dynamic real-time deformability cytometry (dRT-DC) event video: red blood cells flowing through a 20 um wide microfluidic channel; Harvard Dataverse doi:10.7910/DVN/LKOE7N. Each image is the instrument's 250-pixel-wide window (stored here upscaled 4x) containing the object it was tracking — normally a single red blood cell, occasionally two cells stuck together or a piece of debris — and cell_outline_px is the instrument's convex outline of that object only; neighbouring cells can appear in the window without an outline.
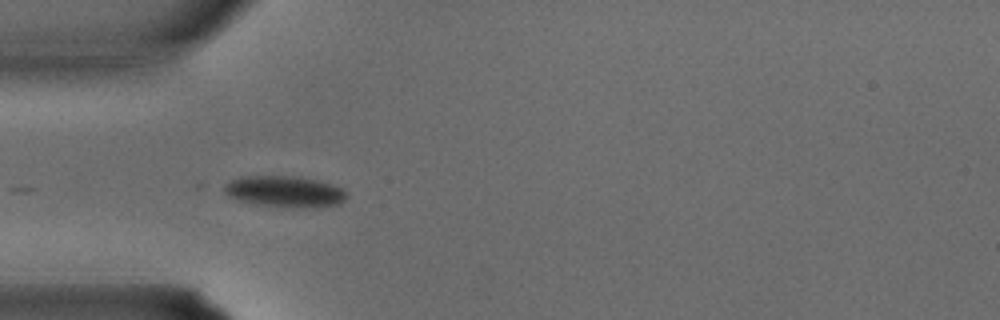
{"species": "common noctule bat (a hibernating species)", "species_latin": "Nyctalus noctula", "temperature_condition": "warm", "stored_images_in_passage": 25, "camera_frame_rate_fps": 3000, "um_per_image_px": 0.085, "animal": {"sex": "male", "body_mass_g": 15.6}, "frame": {"image": 1, "passage_image": 1, "time_ms": 0.0, "image_size_px": [1000, 320], "cell_outline_px": [[348, 196], [340, 204], [316, 208], [256, 204], [240, 200], [228, 196], [224, 192], [224, 184], [240, 176], [300, 176], [320, 180], [344, 188], [348, 192]], "centroid_in_image_um": [24.27, 16.26], "position_along_channel_um": 60.7, "area_um2": 22.48}}
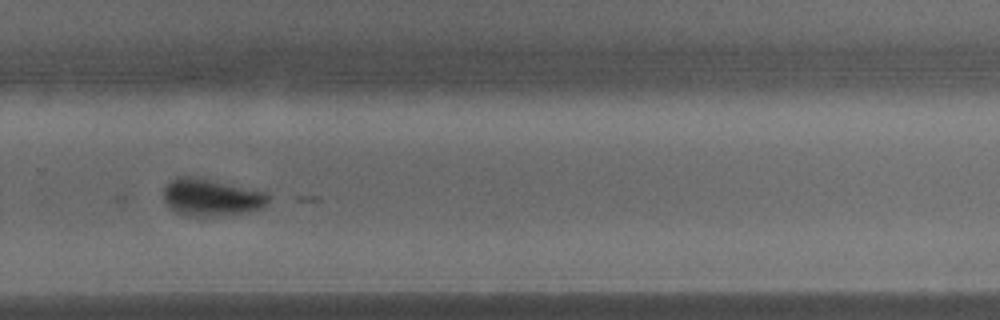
{"frame": {"image": 2, "passage_image": 14, "time_ms": 4.333, "image_size_px": [1000, 320], "cell_outline_px": [[268, 200], [260, 208], [248, 212], [212, 216], [188, 216], [176, 212], [164, 200], [164, 188], [176, 176], [184, 176], [208, 180], [264, 192], [268, 196]], "centroid_in_image_um": [17.91, 16.8], "position_along_channel_um": 311.9, "area_um2": 21.85}}
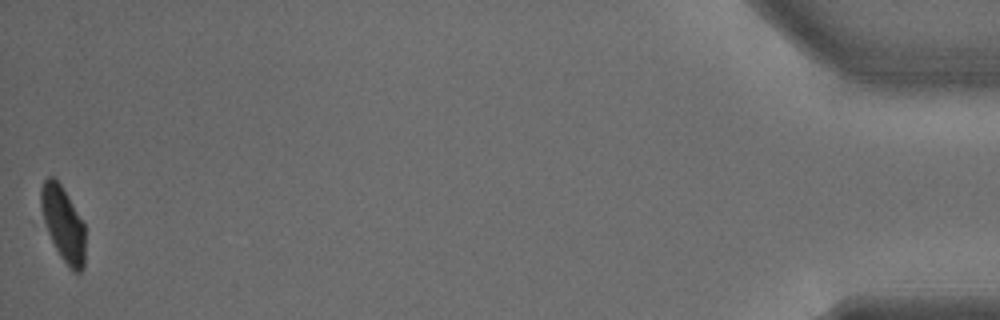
{"frame": {"image": 3, "passage_image": 25, "time_ms": 8.0, "image_size_px": [1000, 320], "cell_outline_px": [[84, 268], [80, 272], [72, 272], [60, 256], [48, 232], [44, 220], [40, 204], [40, 188], [44, 180], [48, 176], [52, 176], [60, 184], [68, 196], [84, 224]], "centroid_in_image_um": [5.36, 19.03], "position_along_channel_um": 429.8, "area_um2": 19.02}}